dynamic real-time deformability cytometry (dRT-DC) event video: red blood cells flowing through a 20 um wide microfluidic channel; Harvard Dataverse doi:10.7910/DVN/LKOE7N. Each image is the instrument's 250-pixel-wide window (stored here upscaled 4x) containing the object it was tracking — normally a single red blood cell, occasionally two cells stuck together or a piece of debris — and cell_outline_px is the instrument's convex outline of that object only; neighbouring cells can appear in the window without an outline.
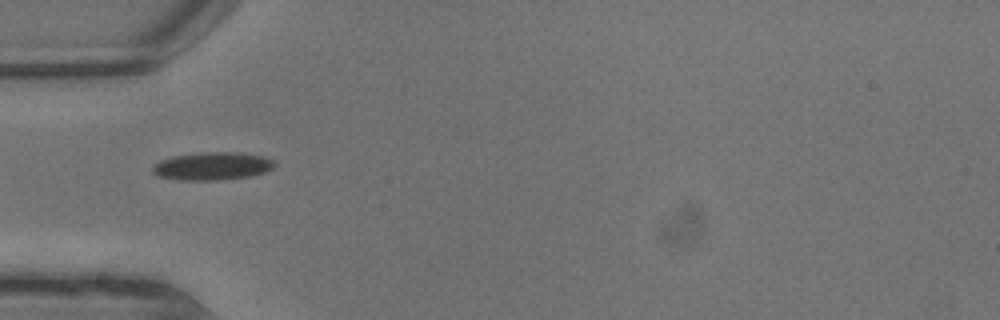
{"species": "common noctule bat (a hibernating species)", "species_latin": "Nyctalus noctula", "temperature_condition": "warm", "stored_images_in_passage": 3, "camera_frame_rate_fps": 3000, "um_per_image_px": 0.085, "animal": {"sex": "male", "body_mass_g": 13.3}, "frame": {"image": 1, "passage_image": 1, "time_ms": 0.0, "image_size_px": [1000, 320], "cell_outline_px": [[276, 164], [272, 168], [264, 172], [252, 176], [220, 180], [180, 180], [156, 176], [152, 172], [152, 164], [160, 160], [172, 156], [200, 152], [236, 152], [264, 156], [272, 160]], "centroid_in_image_um": [18.0, 14.12], "position_along_channel_um": 67.0, "area_um2": 20.06}}
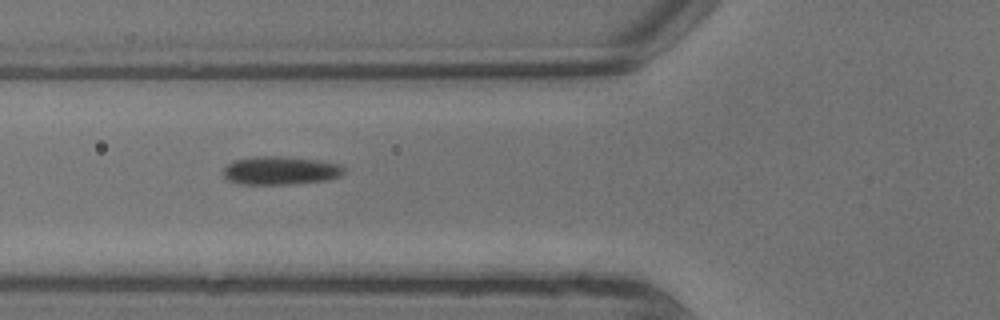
{"frame": {"image": 2, "passage_image": 2, "time_ms": 0.333, "image_size_px": [1000, 320], "cell_outline_px": [[344, 172], [340, 176], [324, 180], [288, 184], [240, 184], [228, 180], [220, 172], [228, 164], [236, 160], [256, 156], [276, 156], [316, 160], [340, 164], [344, 168]], "centroid_in_image_um": [23.79, 14.5], "position_along_channel_um": 102.0, "area_um2": 19.71}}
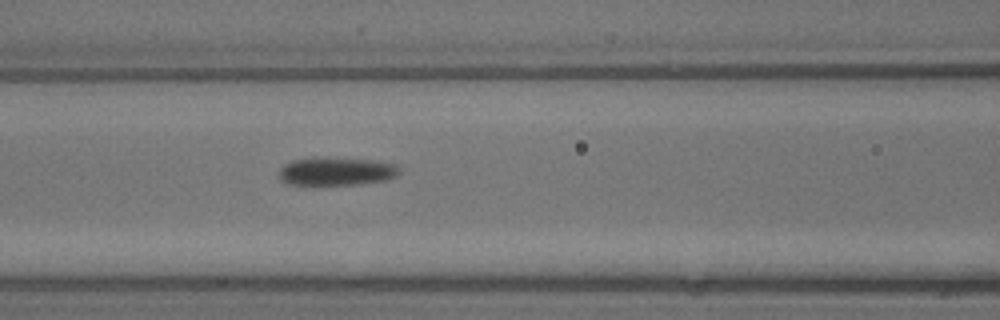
{"frame": {"image": 3, "passage_image": 3, "time_ms": 0.667, "image_size_px": [1000, 320], "cell_outline_px": [[400, 172], [396, 176], [388, 180], [360, 184], [288, 184], [280, 180], [280, 168], [284, 164], [292, 160], [316, 156], [324, 156], [376, 160], [396, 164], [400, 168]], "centroid_in_image_um": [28.62, 14.53], "position_along_channel_um": 138.0, "area_um2": 20.23}}